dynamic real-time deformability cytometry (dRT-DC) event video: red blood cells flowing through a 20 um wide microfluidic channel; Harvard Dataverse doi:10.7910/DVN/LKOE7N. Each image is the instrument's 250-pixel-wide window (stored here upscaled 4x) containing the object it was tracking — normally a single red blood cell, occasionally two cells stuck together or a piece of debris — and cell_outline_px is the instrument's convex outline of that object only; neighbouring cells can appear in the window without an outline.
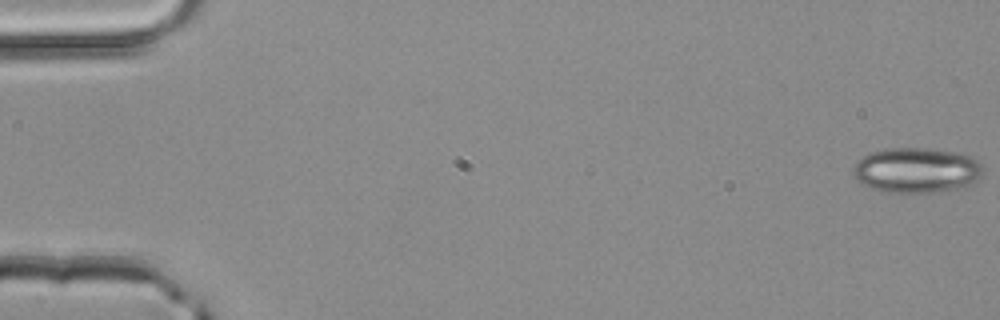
{"species": "common noctule bat (a hibernating species)", "species_latin": "Nyctalus noctula", "temperature_condition": "room temperature", "stored_images_in_passage": 4, "camera_frame_rate_fps": 3000, "um_per_image_px": 0.085, "animal": {"sex": "male", "body_mass_g": 20.4}, "frame": {"image": 1, "passage_image": 1, "time_ms": 0.0, "image_size_px": [1000, 320], "cell_outline_px": [[984, 164], [980, 176], [976, 180], [964, 188], [936, 192], [888, 192], [872, 188], [856, 180], [856, 160], [868, 152], [884, 148], [928, 148], [956, 152], [972, 156], [980, 160]], "centroid_in_image_um": [77.96, 14.45], "position_along_channel_um": 7.0, "area_um2": 34.39}}